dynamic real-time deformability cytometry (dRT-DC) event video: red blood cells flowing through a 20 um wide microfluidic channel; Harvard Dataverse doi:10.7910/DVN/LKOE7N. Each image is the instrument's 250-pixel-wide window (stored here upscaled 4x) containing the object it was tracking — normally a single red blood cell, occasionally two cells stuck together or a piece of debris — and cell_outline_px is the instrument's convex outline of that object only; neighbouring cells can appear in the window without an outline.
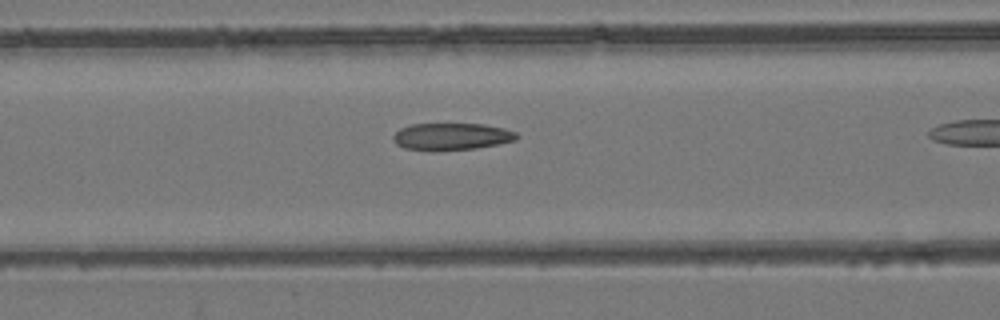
{"species": "common noctule bat (a hibernating species)", "species_latin": "Nyctalus noctula", "temperature_condition": "room temperature", "stored_images_in_passage": 11, "camera_frame_rate_fps": 3000, "um_per_image_px": 0.085, "animal": {"sex": "female", "body_mass_g": 24.6, "forearm_length_mm": 56.2}, "frame": {"image": 1, "passage_image": 7, "time_ms": 2.0, "image_size_px": [1000, 320], "cell_outline_px": [[520, 136], [516, 140], [476, 148], [436, 152], [432, 152], [404, 148], [396, 144], [392, 140], [392, 136], [400, 128], [412, 124], [484, 124], [504, 128], [516, 132]], "centroid_in_image_um": [38.35, 11.62], "position_along_channel_um": 128.3, "area_um2": 19.83}}
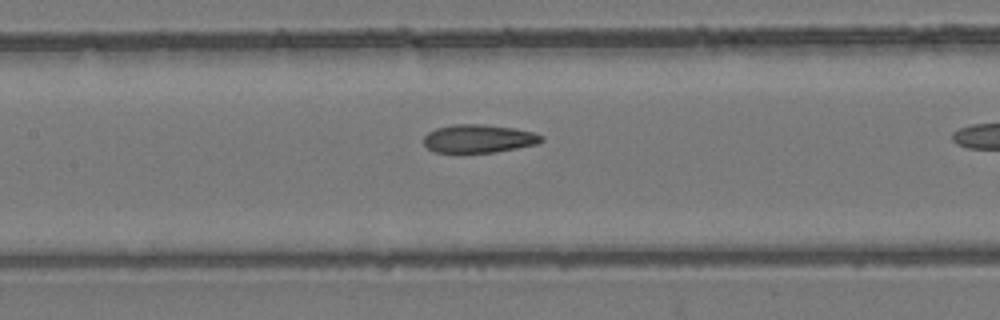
{"frame": {"image": 2, "passage_image": 10, "time_ms": 3.0, "image_size_px": [1000, 320], "cell_outline_px": [[544, 140], [536, 144], [496, 152], [436, 152], [428, 148], [424, 144], [424, 136], [428, 132], [436, 128], [452, 124], [484, 124], [516, 128], [532, 132], [544, 136]], "centroid_in_image_um": [40.69, 11.77], "position_along_channel_um": 166.7, "area_um2": 19.36}}